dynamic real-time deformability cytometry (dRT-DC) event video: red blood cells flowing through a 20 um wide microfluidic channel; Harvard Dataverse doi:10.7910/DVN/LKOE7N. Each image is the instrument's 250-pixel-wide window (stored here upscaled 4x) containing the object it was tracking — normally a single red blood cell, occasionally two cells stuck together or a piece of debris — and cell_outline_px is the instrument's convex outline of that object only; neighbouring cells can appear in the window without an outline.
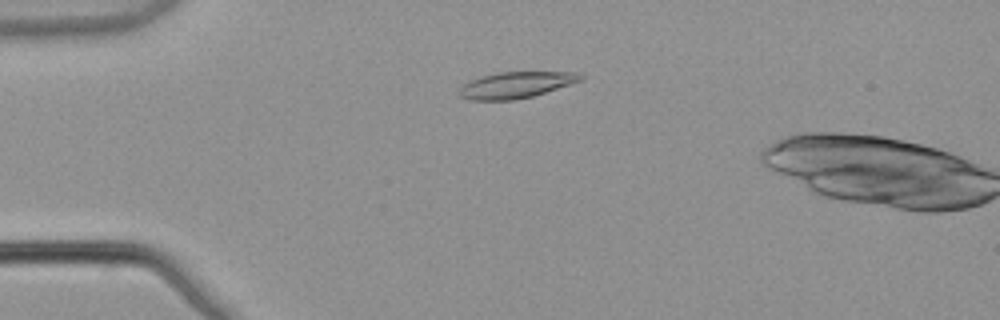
{"species": "common noctule bat (a hibernating species)", "species_latin": "Nyctalus noctula", "temperature_condition": "warm", "stored_images_in_passage": 14, "camera_frame_rate_fps": 3000, "um_per_image_px": 0.085, "animal": {"sex": "male", "body_mass_g": 21.5, "forearm_length_mm": 52.0}, "frame": {"image": 1, "passage_image": 12, "time_ms": 3.667, "image_size_px": [1000, 320], "cell_outline_px": [[584, 80], [532, 96], [516, 100], [472, 100], [460, 96], [460, 88], [464, 84], [480, 76], [496, 72], [576, 72], [584, 76]], "centroid_in_image_um": [43.88, 7.21], "position_along_channel_um": 41.1, "area_um2": 18.5}}